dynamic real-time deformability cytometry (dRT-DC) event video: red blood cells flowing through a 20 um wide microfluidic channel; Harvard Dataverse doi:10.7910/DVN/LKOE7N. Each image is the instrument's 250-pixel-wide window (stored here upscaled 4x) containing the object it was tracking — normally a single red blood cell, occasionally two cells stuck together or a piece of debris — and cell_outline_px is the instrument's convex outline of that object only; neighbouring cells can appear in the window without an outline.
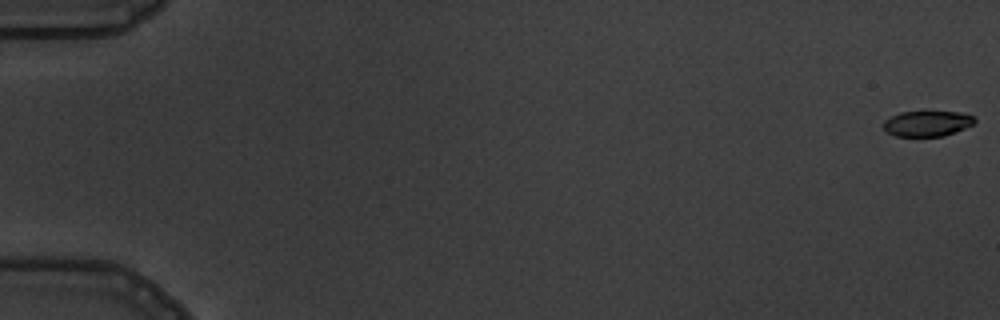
{"species": "common noctule bat (a hibernating species)", "species_latin": "Nyctalus noctula", "temperature_condition": "warm", "stored_images_in_passage": 6, "camera_frame_rate_fps": 3000, "um_per_image_px": 0.085, "animal": {"sex": "male", "body_mass_g": 19.5, "forearm_length_mm": 54.6}, "frame": {"image": 1, "passage_image": 1, "time_ms": 0.0, "image_size_px": [1000, 320], "cell_outline_px": [[976, 120], [972, 124], [964, 128], [944, 136], [896, 136], [888, 132], [884, 128], [884, 120], [900, 112], [960, 112], [972, 116]], "centroid_in_image_um": [78.8, 10.5], "position_along_channel_um": 6.2, "area_um2": 13.29}}
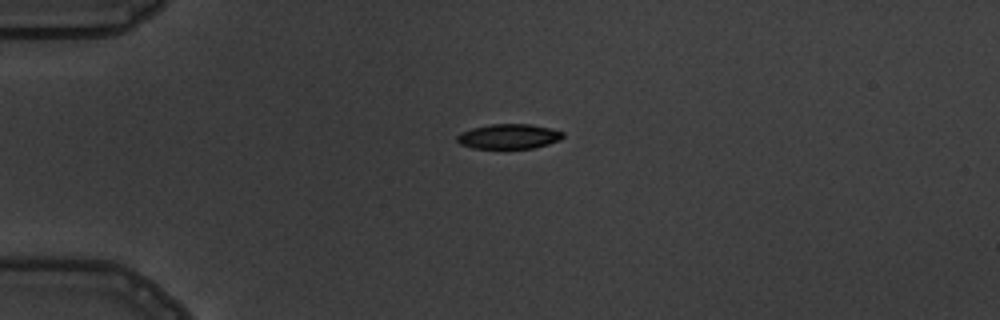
{"frame": {"image": 2, "passage_image": 5, "time_ms": 4.667, "image_size_px": [1000, 320], "cell_outline_px": [[564, 136], [560, 140], [548, 144], [532, 148], [472, 148], [460, 144], [456, 140], [456, 136], [460, 132], [472, 128], [492, 124], [532, 124], [564, 132]], "centroid_in_image_um": [43.23, 11.59], "position_along_channel_um": 41.8, "area_um2": 15.32}}